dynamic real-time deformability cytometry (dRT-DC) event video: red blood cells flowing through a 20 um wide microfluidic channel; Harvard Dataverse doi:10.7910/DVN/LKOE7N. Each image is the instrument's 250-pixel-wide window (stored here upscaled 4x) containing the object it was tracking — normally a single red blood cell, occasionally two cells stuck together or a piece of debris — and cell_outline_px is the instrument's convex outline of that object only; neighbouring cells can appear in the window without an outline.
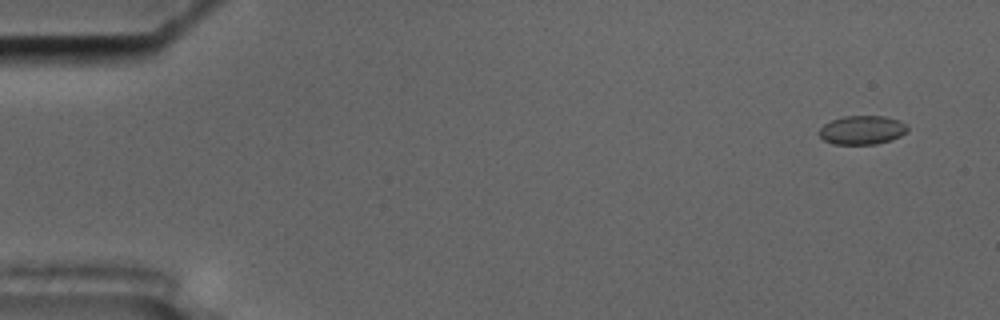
{"species": "common noctule bat (a hibernating species)", "species_latin": "Nyctalus noctula", "temperature_condition": "cold", "stored_images_in_passage": 58, "camera_frame_rate_fps": 3000, "um_per_image_px": 0.085, "animal": {"sex": "male", "body_mass_g": 17.5, "forearm_length_mm": 52.3}, "frame": {"image": 1, "passage_image": 4, "time_ms": 1.0, "image_size_px": [1000, 320], "cell_outline_px": [[908, 128], [900, 136], [892, 140], [876, 144], [832, 144], [824, 140], [820, 136], [820, 128], [824, 124], [832, 120], [844, 116], [884, 116], [900, 120], [908, 124]], "centroid_in_image_um": [73.3, 11.05], "position_along_channel_um": 11.7, "area_um2": 14.85}}
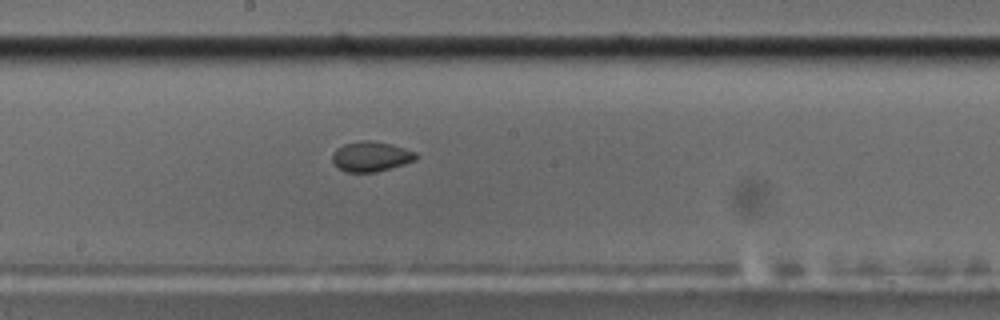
{"frame": {"image": 2, "passage_image": 32, "time_ms": 10.333, "image_size_px": [1000, 320], "cell_outline_px": [[416, 160], [404, 164], [376, 172], [344, 172], [332, 160], [332, 152], [336, 148], [344, 144], [360, 140], [368, 140], [392, 144], [416, 152]], "centroid_in_image_um": [31.52, 13.29], "position_along_channel_um": 216.7, "area_um2": 14.62}}
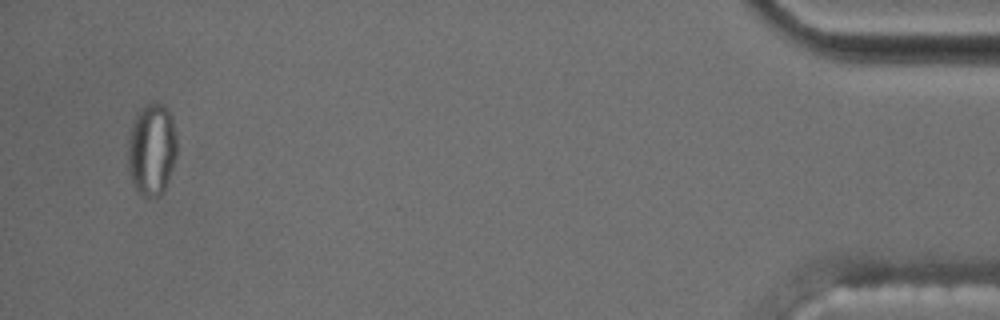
{"frame": {"image": 3, "passage_image": 56, "time_ms": 18.333, "image_size_px": [1000, 320], "cell_outline_px": [[176, 156], [168, 180], [160, 196], [144, 196], [132, 184], [128, 168], [128, 136], [136, 112], [144, 104], [152, 100], [164, 104], [168, 108], [172, 116], [176, 132]], "centroid_in_image_um": [12.89, 12.62], "position_along_channel_um": 422.3, "area_um2": 26.76}}